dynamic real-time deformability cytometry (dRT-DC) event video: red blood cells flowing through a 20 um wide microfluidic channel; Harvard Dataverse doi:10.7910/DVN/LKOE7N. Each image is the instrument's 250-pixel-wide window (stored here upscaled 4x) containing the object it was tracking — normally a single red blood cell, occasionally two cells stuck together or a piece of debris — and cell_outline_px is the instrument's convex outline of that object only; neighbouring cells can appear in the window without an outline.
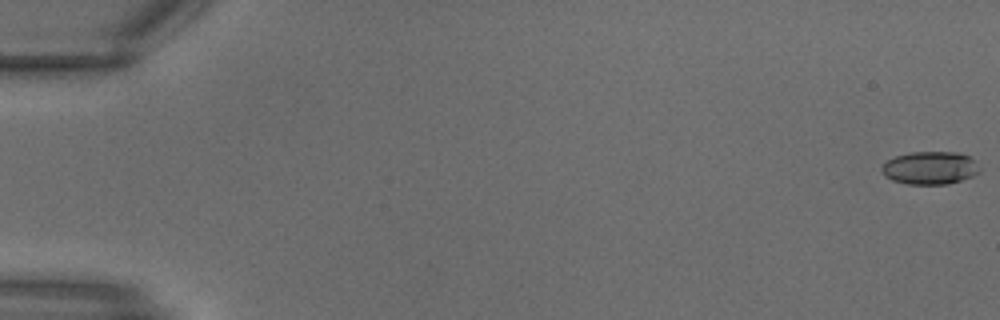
{"species": "common noctule bat (a hibernating species)", "species_latin": "Nyctalus noctula", "temperature_condition": "warm", "stored_images_in_passage": 14, "camera_frame_rate_fps": 3000, "um_per_image_px": 0.085, "animal": {"sex": "male", "body_mass_g": 18.8}, "frame": {"image": 1, "passage_image": 1, "time_ms": 0.0, "image_size_px": [1000, 320], "cell_outline_px": [[980, 172], [972, 176], [948, 184], [908, 184], [892, 180], [884, 176], [880, 168], [888, 160], [896, 156], [912, 152], [956, 152], [968, 156], [980, 168]], "centroid_in_image_um": [79.03, 14.28], "position_along_channel_um": 6.0, "area_um2": 18.61}}
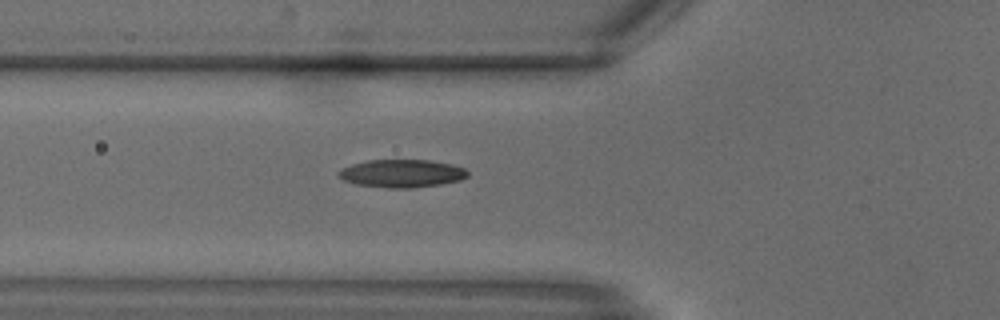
{"frame": {"image": 2, "passage_image": 12, "time_ms": 3.667, "image_size_px": [1000, 320], "cell_outline_px": [[468, 176], [460, 180], [440, 184], [412, 188], [388, 188], [356, 184], [344, 180], [336, 172], [352, 164], [368, 160], [428, 160], [452, 164], [464, 168], [468, 172]], "centroid_in_image_um": [34.17, 14.74], "position_along_channel_um": 91.6, "area_um2": 20.87}}
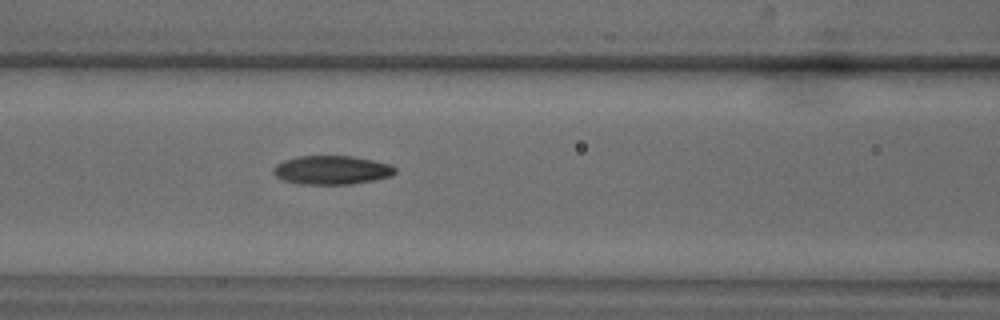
{"frame": {"image": 3, "passage_image": 14, "time_ms": 4.333, "image_size_px": [1000, 320], "cell_outline_px": [[396, 172], [392, 176], [352, 184], [300, 184], [284, 180], [276, 176], [272, 172], [272, 168], [276, 164], [284, 160], [296, 156], [352, 156], [392, 164], [396, 168]], "centroid_in_image_um": [28.19, 14.45], "position_along_channel_um": 138.4, "area_um2": 20.52}}